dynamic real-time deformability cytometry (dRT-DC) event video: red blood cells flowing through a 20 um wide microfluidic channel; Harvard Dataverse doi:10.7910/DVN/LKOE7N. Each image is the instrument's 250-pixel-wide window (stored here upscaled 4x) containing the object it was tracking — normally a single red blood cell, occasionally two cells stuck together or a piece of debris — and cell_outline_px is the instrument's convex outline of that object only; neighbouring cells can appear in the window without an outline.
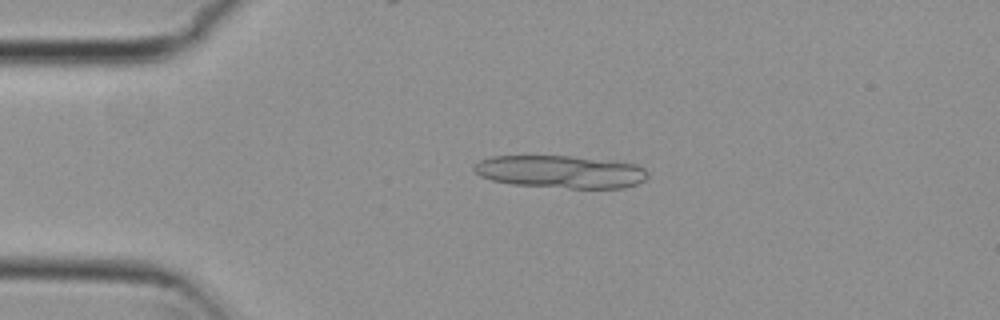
{"species": "common noctule bat (a hibernating species)", "species_latin": "Nyctalus noctula", "temperature_condition": "cold", "stored_images_in_passage": 5, "camera_frame_rate_fps": 3000, "um_per_image_px": 0.085, "animal": {"sex": "female", "body_mass_g": 29.2, "forearm_length_mm": 56.3}, "frame": {"image": 1, "passage_image": 4, "time_ms": 1.0, "image_size_px": [1000, 320], "cell_outline_px": [[648, 176], [644, 180], [636, 184], [624, 188], [572, 188], [512, 184], [492, 180], [480, 176], [472, 172], [472, 168], [480, 160], [492, 156], [572, 156], [616, 160], [636, 164], [644, 168], [648, 172]], "centroid_in_image_um": [47.68, 14.59], "position_along_channel_um": 37.3, "area_um2": 33.35}}